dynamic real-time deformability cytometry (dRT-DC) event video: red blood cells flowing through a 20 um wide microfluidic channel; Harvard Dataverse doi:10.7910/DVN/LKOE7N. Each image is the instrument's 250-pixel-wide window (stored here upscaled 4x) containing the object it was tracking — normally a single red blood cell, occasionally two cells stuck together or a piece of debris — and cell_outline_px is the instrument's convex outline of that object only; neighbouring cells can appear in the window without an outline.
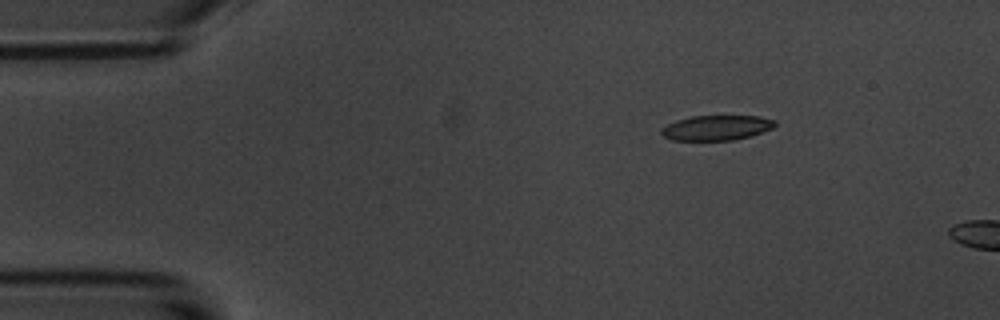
{"species": "common noctule bat (a hibernating species)", "species_latin": "Nyctalus noctula", "temperature_condition": "room temperature", "stored_images_in_passage": 3, "camera_frame_rate_fps": 3000, "um_per_image_px": 0.085, "animal": {"sex": "male", "body_mass_g": 20.1, "forearm_length_mm": 53.5}, "frame": {"image": 1, "passage_image": 1, "time_ms": 0.0, "image_size_px": [1000, 320], "cell_outline_px": [[776, 124], [772, 128], [748, 136], [732, 140], [672, 140], [664, 136], [660, 132], [660, 128], [676, 120], [692, 116], [760, 116], [776, 120]], "centroid_in_image_um": [60.87, 10.85], "position_along_channel_um": 24.1, "area_um2": 16.42}}